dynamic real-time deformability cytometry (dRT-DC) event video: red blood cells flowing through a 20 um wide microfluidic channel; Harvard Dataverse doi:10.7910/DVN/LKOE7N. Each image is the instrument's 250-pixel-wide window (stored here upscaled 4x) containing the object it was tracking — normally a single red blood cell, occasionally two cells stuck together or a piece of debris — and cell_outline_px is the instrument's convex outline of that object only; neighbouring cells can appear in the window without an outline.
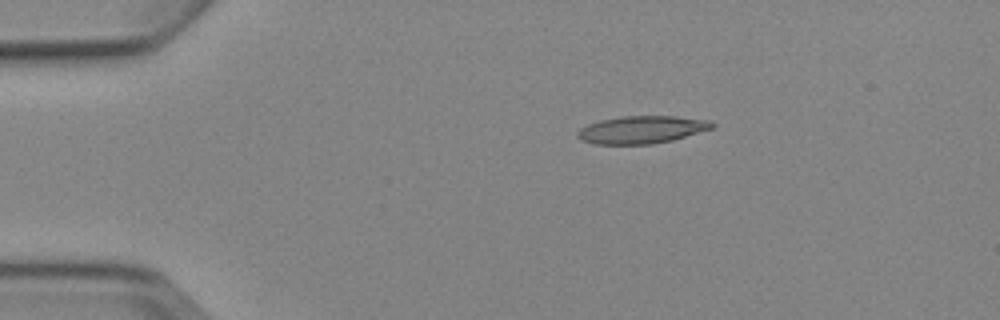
{"species": "Egyptian fruit bat (a non-hibernating species)", "species_latin": "Rousettus aegyptiacus", "temperature_condition": "cold", "stored_images_in_passage": 4, "camera_frame_rate_fps": 3000, "um_per_image_px": 0.085, "animal": {"sex": "female"}, "frame": {"image": 1, "passage_image": 1, "time_ms": 0.0, "image_size_px": [1000, 320], "cell_outline_px": [[716, 124], [712, 128], [672, 140], [652, 144], [596, 144], [580, 140], [576, 136], [576, 132], [580, 128], [588, 124], [600, 120], [620, 116], [676, 116], [712, 120]], "centroid_in_image_um": [54.53, 11.01], "position_along_channel_um": 30.5, "area_um2": 21.73}}
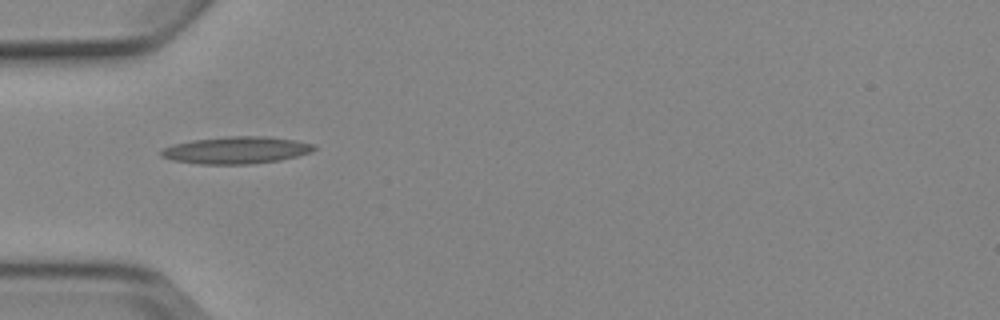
{"frame": {"image": 2, "passage_image": 3, "time_ms": 2.333, "image_size_px": [1000, 320], "cell_outline_px": [[316, 148], [312, 152], [280, 160], [252, 164], [200, 164], [172, 160], [160, 156], [160, 152], [164, 148], [172, 144], [192, 140], [228, 136], [264, 136], [296, 140], [316, 144]], "centroid_in_image_um": [20.09, 12.76], "position_along_channel_um": 64.9, "area_um2": 24.28}}
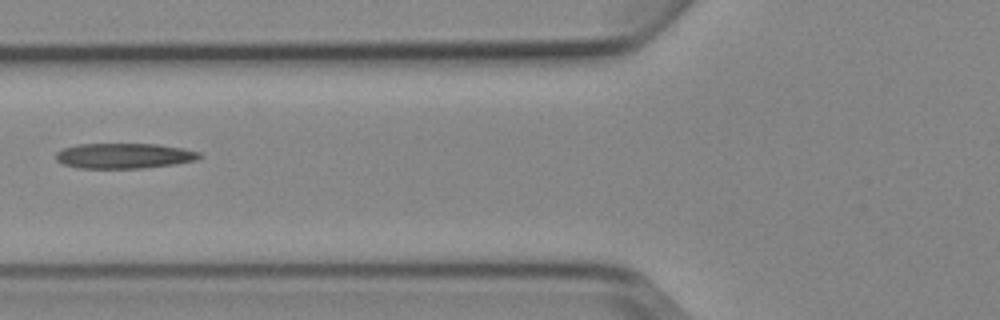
{"frame": {"image": 3, "passage_image": 4, "time_ms": 3.667, "image_size_px": [1000, 320], "cell_outline_px": [[200, 156], [196, 160], [176, 164], [140, 168], [80, 168], [64, 164], [56, 160], [56, 152], [64, 148], [80, 144], [160, 144], [184, 148], [200, 152]], "centroid_in_image_um": [10.57, 13.24], "position_along_channel_um": 115.2, "area_um2": 21.1}}